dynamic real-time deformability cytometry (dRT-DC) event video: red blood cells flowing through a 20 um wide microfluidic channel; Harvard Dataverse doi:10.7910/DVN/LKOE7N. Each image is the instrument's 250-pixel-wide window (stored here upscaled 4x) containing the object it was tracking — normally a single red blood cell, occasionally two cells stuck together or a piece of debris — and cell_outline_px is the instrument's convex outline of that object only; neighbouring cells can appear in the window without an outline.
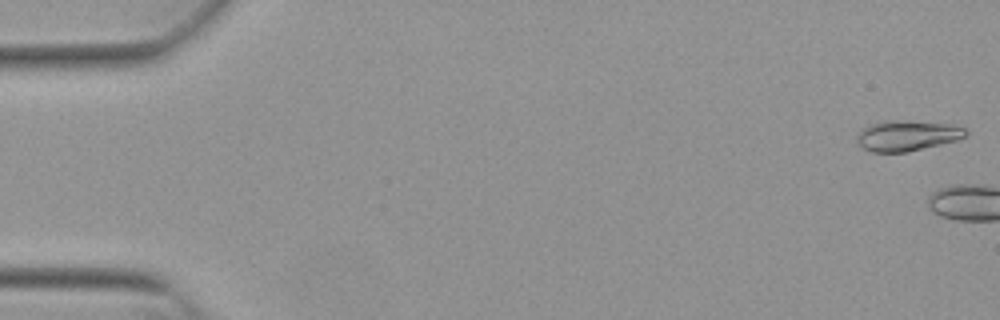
{"species": "Egyptian fruit bat (a non-hibernating species)", "species_latin": "Rousettus aegyptiacus", "temperature_condition": "warm", "stored_images_in_passage": 4, "camera_frame_rate_fps": 3000, "um_per_image_px": 0.085, "animal": {"sex": "female"}, "frame": {"image": 1, "passage_image": 1, "time_ms": 0.0, "image_size_px": [1000, 320], "cell_outline_px": [[968, 136], [956, 140], [908, 152], [872, 152], [864, 148], [856, 140], [856, 136], [864, 128], [872, 124], [884, 120], [904, 120], [948, 124], [968, 128]], "centroid_in_image_um": [77.14, 11.52], "position_along_channel_um": 7.9, "area_um2": 19.31}}